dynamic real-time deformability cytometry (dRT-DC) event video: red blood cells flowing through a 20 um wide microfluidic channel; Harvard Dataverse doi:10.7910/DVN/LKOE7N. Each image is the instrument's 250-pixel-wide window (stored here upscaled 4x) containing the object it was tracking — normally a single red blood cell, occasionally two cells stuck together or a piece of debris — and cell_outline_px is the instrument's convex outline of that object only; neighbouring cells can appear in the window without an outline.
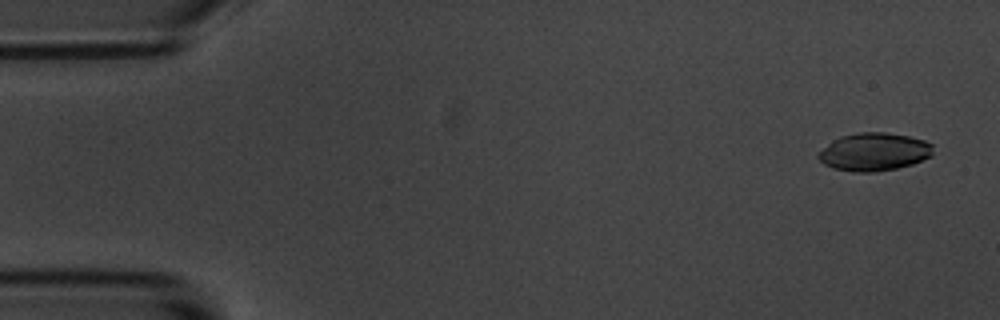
{"species": "common noctule bat (a hibernating species)", "species_latin": "Nyctalus noctula", "temperature_condition": "room temperature", "stored_images_in_passage": 6, "camera_frame_rate_fps": 3000, "um_per_image_px": 0.085, "animal": {"sex": "male", "body_mass_g": 20.1, "forearm_length_mm": 53.5}, "frame": {"image": 1, "passage_image": 2, "time_ms": 0.667, "image_size_px": [1000, 320], "cell_outline_px": [[932, 156], [912, 164], [896, 168], [876, 172], [852, 172], [832, 168], [824, 164], [816, 156], [832, 140], [840, 136], [860, 132], [884, 132], [908, 136], [924, 140], [932, 144]], "centroid_in_image_um": [74.29, 12.91], "position_along_channel_um": 10.7, "area_um2": 25.37}}
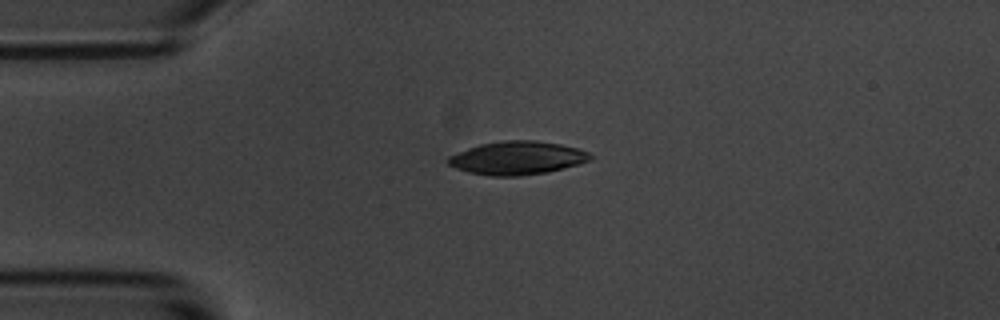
{"frame": {"image": 2, "passage_image": 5, "time_ms": 4.333, "image_size_px": [1000, 320], "cell_outline_px": [[592, 160], [580, 164], [564, 168], [544, 172], [520, 176], [488, 176], [468, 172], [456, 168], [448, 164], [444, 160], [448, 156], [468, 148], [480, 144], [504, 140], [532, 140], [560, 144], [576, 148], [588, 152], [592, 156]], "centroid_in_image_um": [43.93, 13.43], "position_along_channel_um": 41.1, "area_um2": 27.63}}